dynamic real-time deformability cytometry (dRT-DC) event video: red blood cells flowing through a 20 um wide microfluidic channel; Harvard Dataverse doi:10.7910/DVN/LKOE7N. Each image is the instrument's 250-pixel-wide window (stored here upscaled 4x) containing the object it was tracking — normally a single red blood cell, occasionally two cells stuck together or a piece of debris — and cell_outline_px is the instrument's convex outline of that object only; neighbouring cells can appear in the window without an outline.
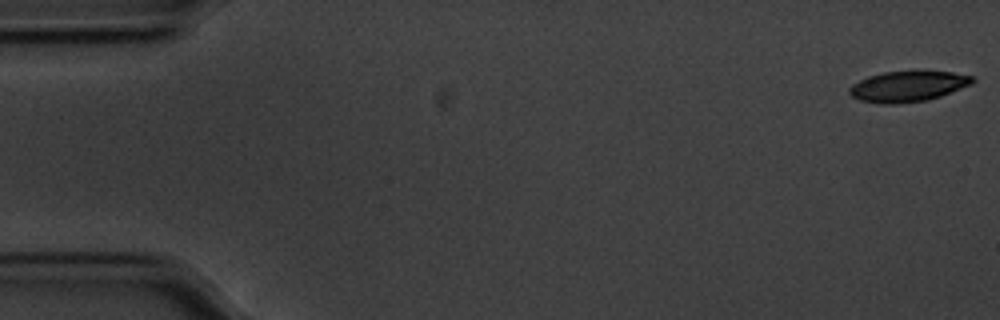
{"species": "common noctule bat (a hibernating species)", "species_latin": "Nyctalus noctula", "temperature_condition": "cold", "stored_images_in_passage": 56, "camera_frame_rate_fps": 3000, "um_per_image_px": 0.085, "animal": {"sex": "male", "body_mass_g": 20.1, "forearm_length_mm": 53.5}, "frame": {"image": 1, "passage_image": 1, "time_ms": 0.0, "image_size_px": [1000, 320], "cell_outline_px": [[976, 80], [972, 84], [940, 96], [928, 100], [892, 104], [880, 104], [860, 100], [852, 96], [848, 92], [848, 88], [852, 84], [868, 76], [884, 72], [952, 72], [976, 76]], "centroid_in_image_um": [77.18, 7.35], "position_along_channel_um": 7.8, "area_um2": 21.85}}
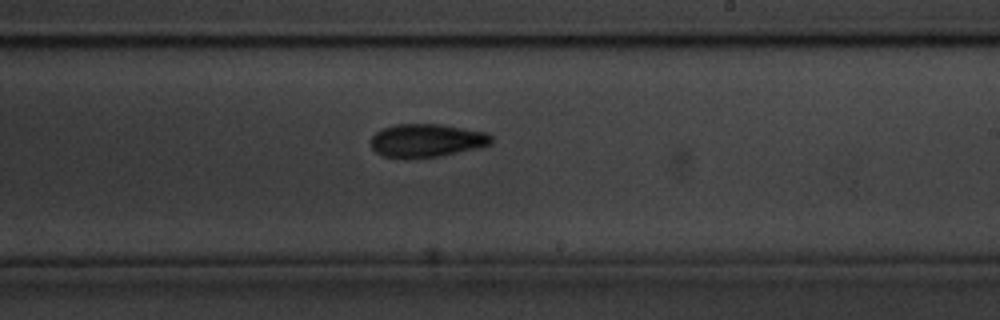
{"frame": {"image": 2, "passage_image": 33, "time_ms": 10.667, "image_size_px": [1000, 320], "cell_outline_px": [[492, 144], [440, 156], [404, 160], [384, 156], [376, 152], [372, 148], [372, 136], [380, 128], [396, 124], [440, 124], [488, 132], [492, 136]], "centroid_in_image_um": [36.24, 11.95], "position_along_channel_um": 252.8, "area_um2": 23.64}}
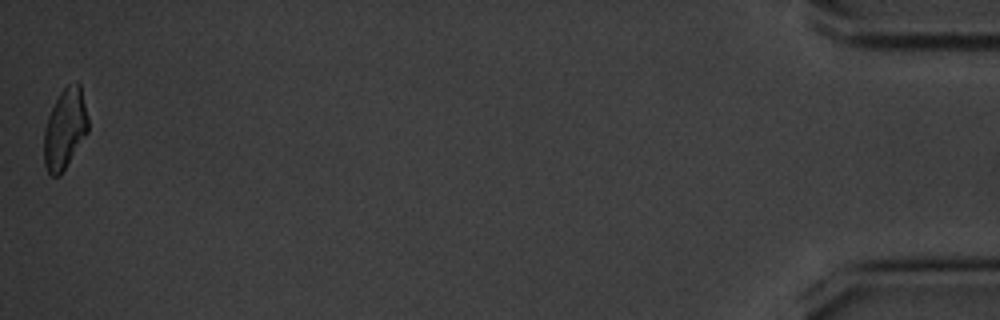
{"frame": {"image": 3, "passage_image": 56, "time_ms": 18.333, "image_size_px": [1000, 320], "cell_outline_px": [[88, 132], [60, 176], [52, 176], [48, 172], [44, 164], [44, 128], [48, 116], [60, 92], [68, 84], [76, 80], [80, 84], [88, 120]], "centroid_in_image_um": [5.51, 10.95], "position_along_channel_um": 429.7, "area_um2": 20.58}, "authors_computed_cell_mechanics": {"area_um2": 23.0044, "velocity_mm_per_s": 3.5455, "shape_relaxation_time_tau1_ms": 3.9769, "shape_relaxation_time_tau2_ms": 5.4447, "deformation_change_tau1": 0.1366, "deformation_change_tau2": 0.1224}}